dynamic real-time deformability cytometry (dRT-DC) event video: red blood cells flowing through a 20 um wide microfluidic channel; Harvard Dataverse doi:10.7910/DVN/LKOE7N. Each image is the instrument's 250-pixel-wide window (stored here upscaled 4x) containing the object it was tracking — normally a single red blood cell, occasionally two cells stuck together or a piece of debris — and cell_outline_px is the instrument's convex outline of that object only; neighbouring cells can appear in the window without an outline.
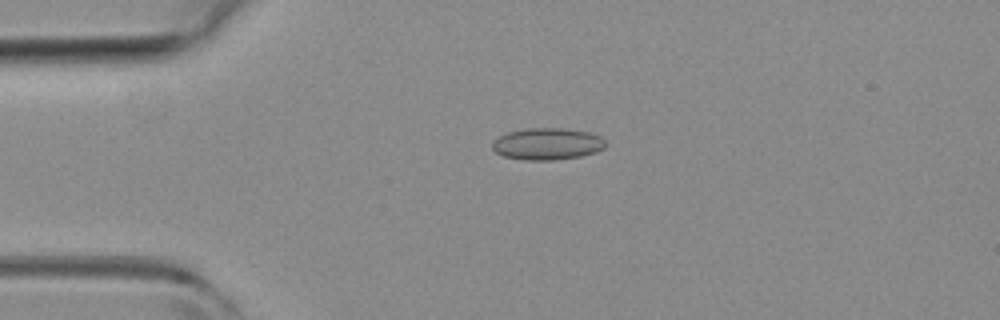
{"species": "common noctule bat (a hibernating species)", "species_latin": "Nyctalus noctula", "temperature_condition": "room temperature", "stored_images_in_passage": 47, "camera_frame_rate_fps": 3000, "um_per_image_px": 0.085, "animal": {"sex": "female", "body_mass_g": 19.3, "forearm_length_mm": 54.1}, "frame": {"image": 1, "passage_image": 8, "time_ms": 2.333, "image_size_px": [1000, 320], "cell_outline_px": [[604, 148], [596, 152], [580, 156], [552, 160], [524, 160], [504, 156], [496, 152], [492, 148], [492, 144], [500, 136], [508, 132], [528, 128], [560, 128], [588, 132], [600, 136], [604, 140]], "centroid_in_image_um": [46.52, 12.23], "position_along_channel_um": 38.5, "area_um2": 20.75}}
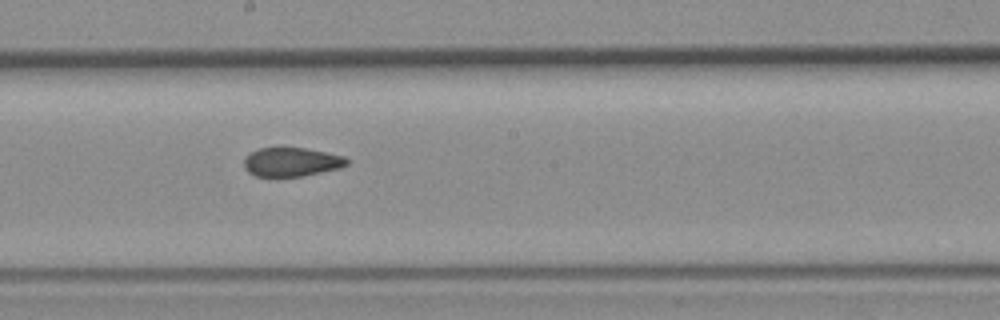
{"frame": {"image": 2, "passage_image": 24, "time_ms": 7.667, "image_size_px": [1000, 320], "cell_outline_px": [[348, 164], [340, 168], [304, 176], [256, 176], [248, 172], [244, 168], [244, 156], [260, 148], [304, 148], [344, 156], [348, 160]], "centroid_in_image_um": [24.76, 13.77], "position_along_channel_um": 223.4, "area_um2": 17.22}}
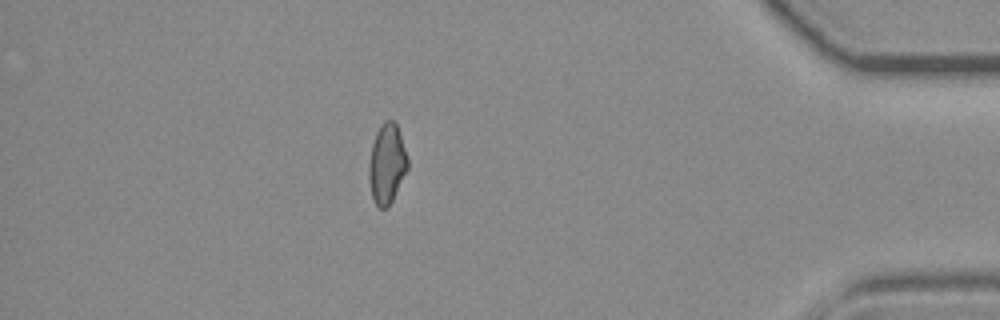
{"frame": {"image": 3, "passage_image": 41, "time_ms": 13.333, "image_size_px": [1000, 320], "cell_outline_px": [[408, 168], [388, 208], [380, 208], [376, 204], [372, 196], [368, 176], [368, 164], [372, 144], [376, 132], [380, 124], [384, 120], [392, 120], [396, 124], [400, 132], [408, 160]], "centroid_in_image_um": [32.87, 13.9], "position_along_channel_um": 402.3, "area_um2": 18.03}, "authors_computed_cell_mechanics": {"area_um2": 18.5538, "velocity_mm_per_s": 3.9959, "shape_relaxation_time_tau1_ms": null, "shape_relaxation_time_tau2_ms": 2.5175, "deformation_change_tau1": null, "deformation_change_tau2": 0.0778}}